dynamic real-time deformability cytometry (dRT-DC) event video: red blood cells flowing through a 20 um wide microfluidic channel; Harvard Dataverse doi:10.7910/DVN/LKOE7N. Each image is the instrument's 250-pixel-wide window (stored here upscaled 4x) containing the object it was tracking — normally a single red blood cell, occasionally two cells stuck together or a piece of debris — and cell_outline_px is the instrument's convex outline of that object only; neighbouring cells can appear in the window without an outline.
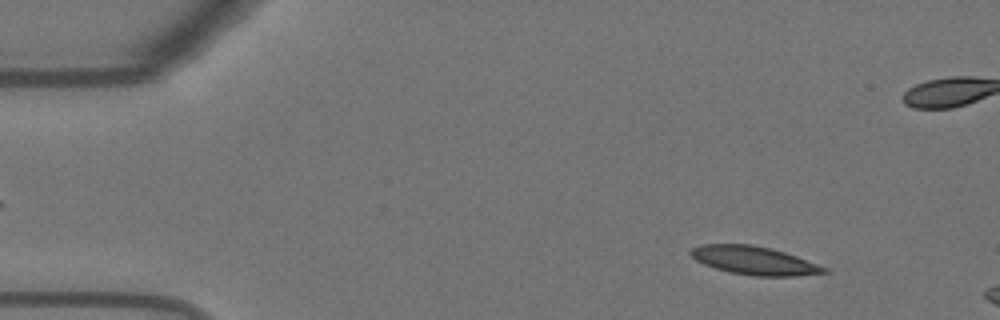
{"species": "Egyptian fruit bat (a non-hibernating species)", "species_latin": "Rousettus aegyptiacus", "temperature_condition": "warm", "stored_images_in_passage": 53, "camera_frame_rate_fps": 3000, "um_per_image_px": 0.085, "animal": {"sex": "female"}, "frame": {"image": 1, "passage_image": 6, "time_ms": 1.667, "image_size_px": [1000, 320], "cell_outline_px": [[828, 272], [796, 276], [752, 276], [732, 272], [716, 268], [704, 264], [696, 260], [688, 252], [692, 248], [700, 244], [752, 244], [784, 252], [796, 256], [828, 268]], "centroid_in_image_um": [64.09, 22.14], "position_along_channel_um": 20.9, "area_um2": 21.85}}
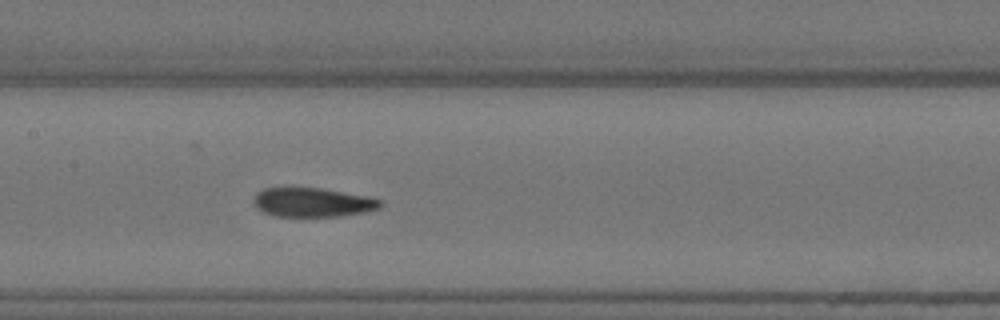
{"frame": {"image": 2, "passage_image": 26, "time_ms": 8.333, "image_size_px": [1000, 320], "cell_outline_px": [[384, 204], [380, 208], [364, 212], [340, 216], [276, 216], [264, 212], [256, 208], [252, 200], [256, 192], [264, 188], [320, 188], [368, 196], [384, 200]], "centroid_in_image_um": [26.59, 17.2], "position_along_channel_um": 180.8, "area_um2": 21.62}}
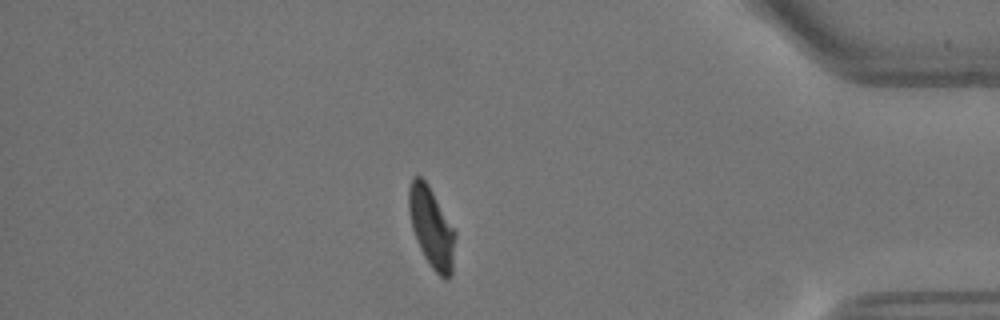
{"frame": {"image": 3, "passage_image": 47, "time_ms": 15.333, "image_size_px": [1000, 320], "cell_outline_px": [[456, 236], [452, 276], [448, 280], [444, 280], [432, 268], [424, 256], [416, 240], [412, 228], [408, 208], [408, 188], [412, 176], [420, 176], [428, 184], [456, 232]], "centroid_in_image_um": [36.68, 19.36], "position_along_channel_um": 398.5, "area_um2": 21.91}}